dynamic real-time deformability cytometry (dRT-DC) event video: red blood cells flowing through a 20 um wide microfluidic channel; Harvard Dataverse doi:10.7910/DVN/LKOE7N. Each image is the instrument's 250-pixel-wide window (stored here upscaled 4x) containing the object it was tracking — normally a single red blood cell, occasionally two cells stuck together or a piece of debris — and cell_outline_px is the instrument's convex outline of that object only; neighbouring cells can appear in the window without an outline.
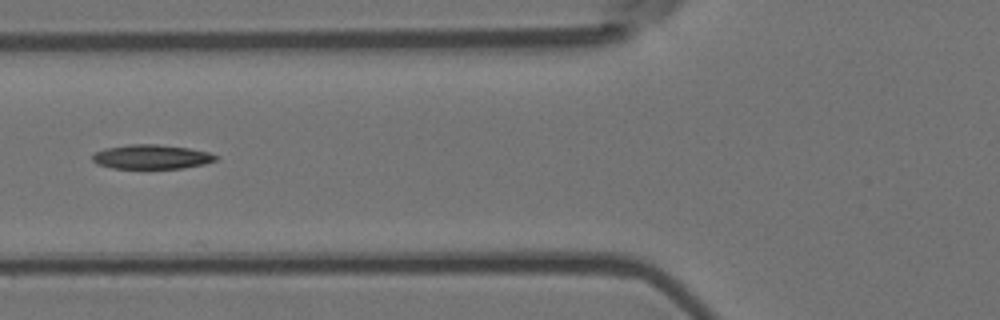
{"species": "Egyptian fruit bat (a non-hibernating species)", "species_latin": "Rousettus aegyptiacus", "temperature_condition": "room temperature", "stored_images_in_passage": 9, "camera_frame_rate_fps": 3000, "um_per_image_px": 0.085, "animal": {"sex": "female"}, "frame": {"image": 1, "passage_image": 6, "time_ms": 1.667, "image_size_px": [1000, 320], "cell_outline_px": [[220, 156], [216, 160], [204, 164], [184, 168], [112, 168], [96, 164], [92, 160], [92, 156], [96, 152], [104, 148], [128, 144], [156, 144], [188, 148], [208, 152]], "centroid_in_image_um": [12.87, 13.33], "position_along_channel_um": 112.9, "area_um2": 17.51}}
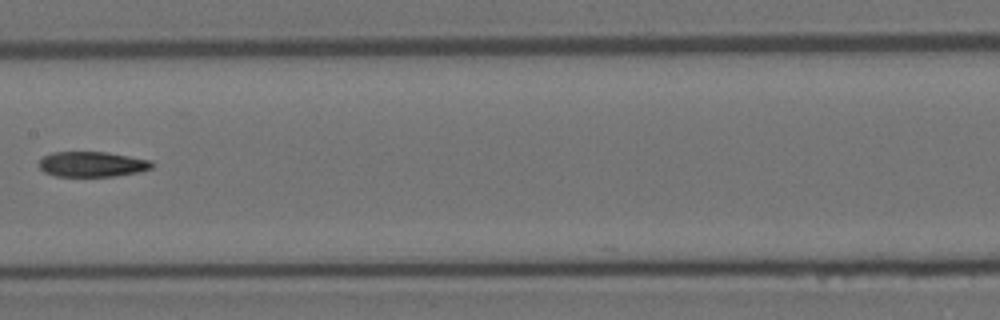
{"frame": {"image": 2, "passage_image": 8, "time_ms": 2.333, "image_size_px": [1000, 320], "cell_outline_px": [[152, 168], [136, 172], [116, 176], [56, 176], [44, 172], [40, 168], [40, 160], [44, 156], [52, 152], [104, 152], [152, 160]], "centroid_in_image_um": [7.82, 13.96], "position_along_channel_um": 199.6, "area_um2": 16.42}}
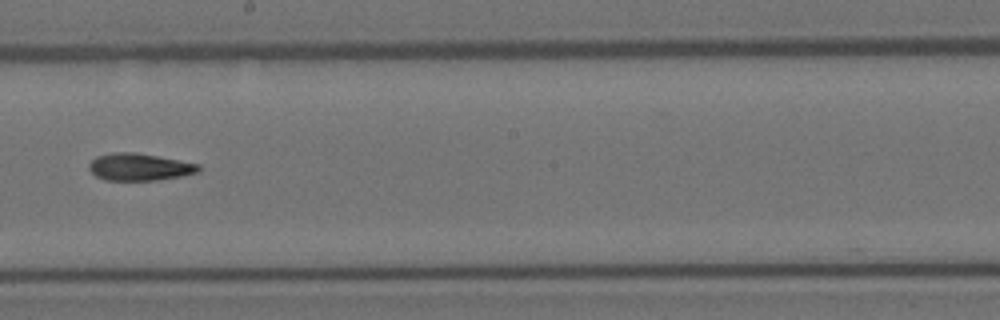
{"frame": {"image": 3, "passage_image": 9, "time_ms": 2.667, "image_size_px": [1000, 320], "cell_outline_px": [[200, 172], [180, 176], [156, 180], [104, 180], [96, 176], [88, 168], [88, 164], [96, 156], [112, 152], [136, 152], [200, 164]], "centroid_in_image_um": [11.83, 14.19], "position_along_channel_um": 236.4, "area_um2": 17.4}}